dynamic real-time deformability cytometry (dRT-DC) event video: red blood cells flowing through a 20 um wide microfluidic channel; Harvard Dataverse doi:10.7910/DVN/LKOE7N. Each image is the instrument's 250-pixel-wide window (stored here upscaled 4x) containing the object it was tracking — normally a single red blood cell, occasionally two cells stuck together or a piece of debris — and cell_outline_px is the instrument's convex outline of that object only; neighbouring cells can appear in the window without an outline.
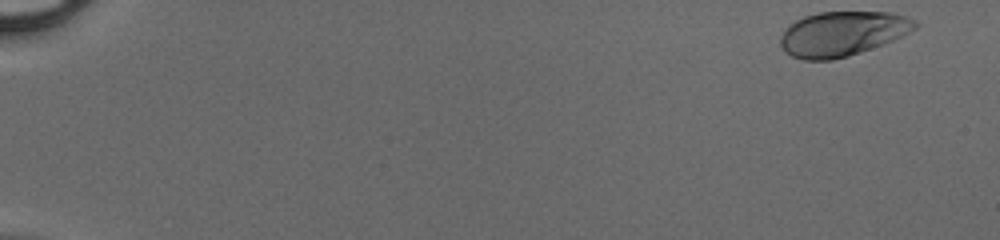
{"species": "human", "species_latin": "Homo sapiens", "temperature_condition": "cold", "stored_images_in_passage": 48, "camera_frame_rate_fps": 3000, "um_per_image_px": 0.085, "donor": {"sex": "male"}, "frame": {"image": 1, "passage_image": 1, "time_ms": 0.0, "image_size_px": [1000, 240], "cell_outline_px": [[920, 24], [916, 28], [884, 44], [848, 56], [832, 60], [804, 60], [792, 56], [784, 52], [780, 44], [780, 36], [788, 24], [804, 16], [820, 12], [892, 12], [908, 16], [916, 20]], "centroid_in_image_um": [71.59, 2.86], "position_along_channel_um": 13.4, "area_um2": 35.26}}
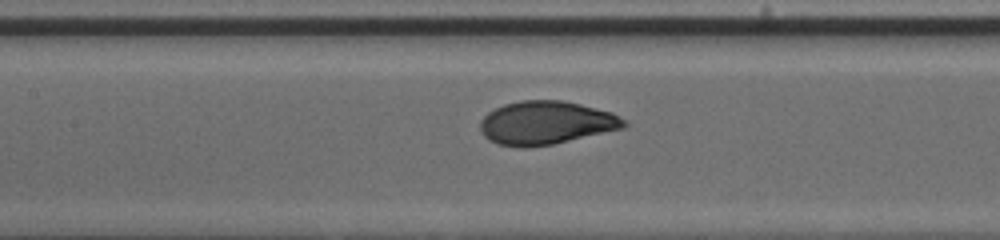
{"frame": {"image": 2, "passage_image": 24, "time_ms": 7.667, "image_size_px": [1000, 240], "cell_outline_px": [[628, 124], [624, 128], [552, 144], [528, 148], [520, 148], [496, 144], [488, 140], [480, 132], [480, 120], [488, 112], [504, 104], [520, 100], [564, 100], [612, 112], [628, 120]], "centroid_in_image_um": [46.4, 10.44], "position_along_channel_um": 161.0, "area_um2": 36.7}}
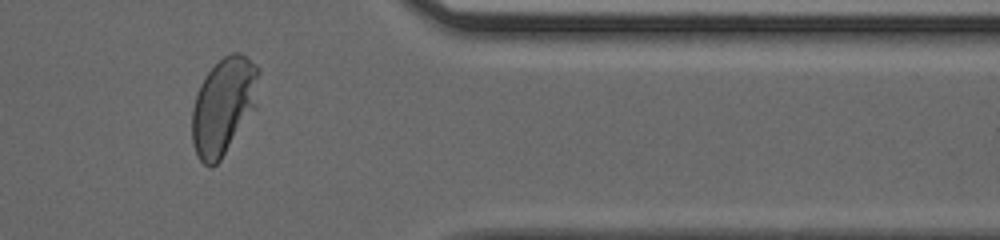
{"frame": {"image": 3, "passage_image": 41, "time_ms": 13.333, "image_size_px": [1000, 240], "cell_outline_px": [[260, 72], [256, 108], [220, 160], [212, 168], [208, 168], [200, 160], [192, 144], [192, 108], [200, 84], [208, 72], [224, 56], [232, 52], [240, 52], [256, 64], [260, 68]], "centroid_in_image_um": [19.02, 9.01], "position_along_channel_um": 392.4, "area_um2": 37.86}}